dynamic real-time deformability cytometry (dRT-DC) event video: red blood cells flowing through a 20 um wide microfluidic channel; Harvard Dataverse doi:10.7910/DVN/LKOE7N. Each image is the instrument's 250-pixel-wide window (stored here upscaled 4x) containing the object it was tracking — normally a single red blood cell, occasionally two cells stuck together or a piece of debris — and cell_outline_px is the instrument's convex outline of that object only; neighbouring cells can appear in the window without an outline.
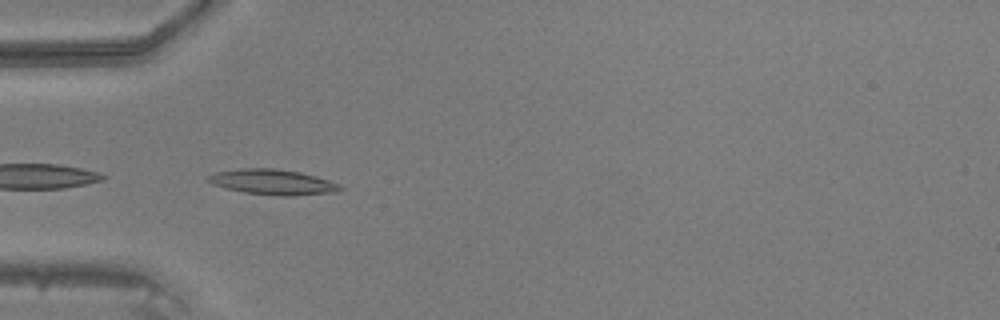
{"species": "common noctule bat (a hibernating species)", "species_latin": "Nyctalus noctula", "temperature_condition": "warm", "stored_images_in_passage": 34, "camera_frame_rate_fps": 3000, "um_per_image_px": 0.085, "animal": {"sex": "male", "body_mass_g": 20.5, "forearm_length_mm": 52.5}, "frame": {"image": 1, "passage_image": 15, "time_ms": 4.667, "image_size_px": [1000, 320], "cell_outline_px": [[344, 188], [332, 192], [288, 196], [276, 196], [244, 192], [224, 188], [212, 184], [204, 180], [208, 176], [216, 172], [240, 168], [276, 168], [300, 172], [316, 176], [340, 184]], "centroid_in_image_um": [23.13, 15.47], "position_along_channel_um": 61.9, "area_um2": 19.54}}